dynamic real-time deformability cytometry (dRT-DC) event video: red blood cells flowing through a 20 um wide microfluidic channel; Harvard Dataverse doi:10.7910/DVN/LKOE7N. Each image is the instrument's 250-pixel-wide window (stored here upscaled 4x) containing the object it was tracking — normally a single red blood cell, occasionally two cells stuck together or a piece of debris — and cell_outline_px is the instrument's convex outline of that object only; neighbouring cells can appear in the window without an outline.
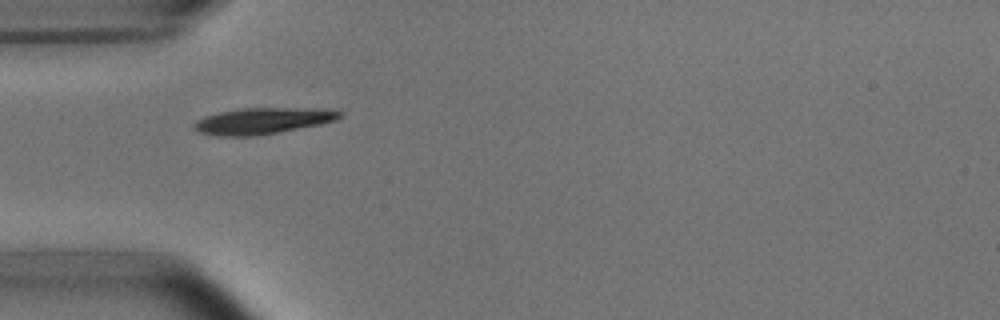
{"species": "common noctule bat (a hibernating species)", "species_latin": "Nyctalus noctula", "temperature_condition": "room temperature", "stored_images_in_passage": 3, "camera_frame_rate_fps": 3000, "um_per_image_px": 0.085, "animal": {"sex": "male", "body_mass_g": 15.6}, "frame": {"image": 1, "passage_image": 2, "time_ms": 1.333, "image_size_px": [1000, 320], "cell_outline_px": [[344, 112], [340, 116], [332, 120], [320, 124], [256, 136], [220, 136], [200, 132], [192, 124], [196, 120], [204, 116], [220, 112], [240, 108], [336, 108]], "centroid_in_image_um": [22.36, 10.25], "position_along_channel_um": 62.6, "area_um2": 22.25}}